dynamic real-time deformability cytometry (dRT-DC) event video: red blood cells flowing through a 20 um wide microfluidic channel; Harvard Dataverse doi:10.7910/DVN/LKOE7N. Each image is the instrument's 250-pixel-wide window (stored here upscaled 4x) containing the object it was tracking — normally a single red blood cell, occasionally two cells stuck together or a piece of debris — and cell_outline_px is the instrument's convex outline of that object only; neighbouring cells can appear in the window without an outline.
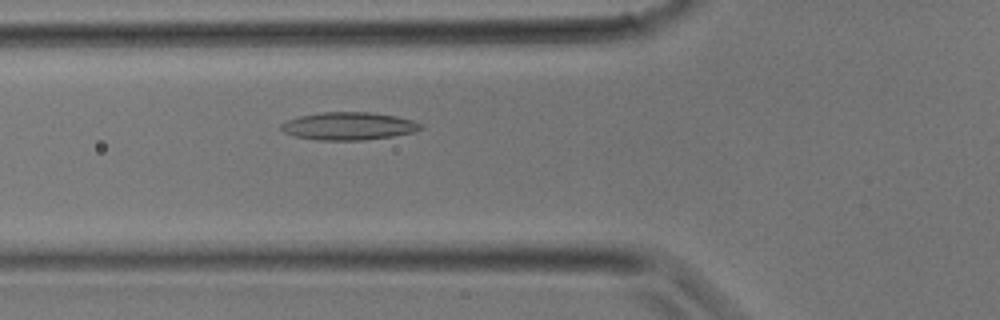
{"species": "common noctule bat (a hibernating species)", "species_latin": "Nyctalus noctula", "temperature_condition": "room temperature", "stored_images_in_passage": 3, "camera_frame_rate_fps": 3000, "um_per_image_px": 0.085, "animal": {"sex": "male", "body_mass_g": 17.9}, "frame": {"image": 1, "passage_image": 3, "time_ms": 0.667, "image_size_px": [1000, 320], "cell_outline_px": [[424, 128], [416, 132], [392, 136], [364, 140], [316, 140], [296, 136], [284, 132], [280, 128], [280, 124], [288, 120], [300, 116], [324, 112], [372, 112], [396, 116], [412, 120], [424, 124]], "centroid_in_image_um": [29.69, 10.72], "position_along_channel_um": 96.1, "area_um2": 22.66}}